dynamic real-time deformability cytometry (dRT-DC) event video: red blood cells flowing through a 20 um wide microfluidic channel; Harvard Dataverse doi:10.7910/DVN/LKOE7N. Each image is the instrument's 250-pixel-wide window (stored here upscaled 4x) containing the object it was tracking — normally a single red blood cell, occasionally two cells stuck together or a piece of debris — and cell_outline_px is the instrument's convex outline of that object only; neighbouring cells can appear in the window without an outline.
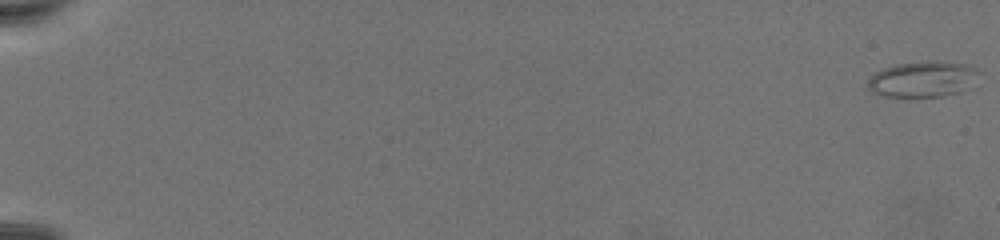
{"species": "common noctule bat (a hibernating species)", "species_latin": "Nyctalus noctula", "temperature_condition": "warm", "stored_images_in_passage": 76, "camera_frame_rate_fps": 3000, "um_per_image_px": 0.085, "animal": {"sex": "female", "body_mass_g": 19.5, "forearm_length_mm": 54.1}, "frame": {"image": 1, "passage_image": 1, "time_ms": 0.0, "image_size_px": [1000, 240], "cell_outline_px": [[976, 72], [960, 92], [944, 96], [880, 96], [872, 92], [868, 88], [868, 80], [876, 72], [884, 68], [900, 64], [936, 60], [964, 64], [976, 68]], "centroid_in_image_um": [78.33, 6.73], "position_along_channel_um": 6.7, "area_um2": 22.31}}
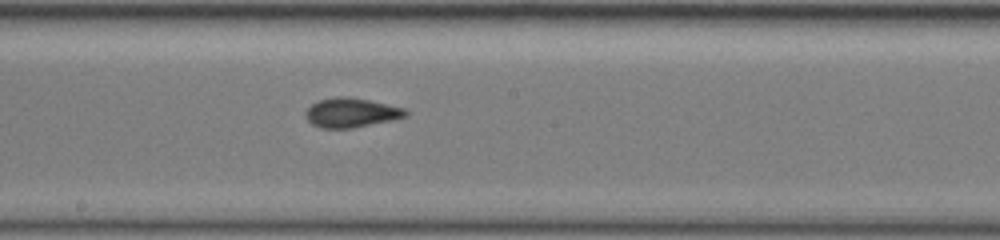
{"frame": {"image": 2, "passage_image": 46, "time_ms": 15.0, "image_size_px": [1000, 240], "cell_outline_px": [[408, 116], [392, 120], [352, 128], [320, 128], [312, 124], [304, 116], [304, 112], [312, 104], [320, 100], [336, 96], [348, 96], [368, 100], [404, 108], [408, 112]], "centroid_in_image_um": [29.83, 9.58], "position_along_channel_um": 218.4, "area_um2": 17.11}}
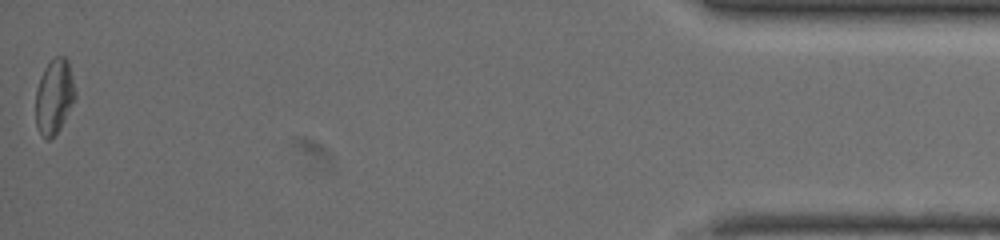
{"frame": {"image": 3, "passage_image": 76, "time_ms": 25.0, "image_size_px": [1000, 240], "cell_outline_px": [[76, 96], [60, 128], [48, 140], [44, 140], [36, 124], [36, 88], [40, 76], [44, 68], [56, 56], [64, 56], [68, 60], [76, 92]], "centroid_in_image_um": [4.6, 8.19], "position_along_channel_um": 430.6, "area_um2": 17.11}}